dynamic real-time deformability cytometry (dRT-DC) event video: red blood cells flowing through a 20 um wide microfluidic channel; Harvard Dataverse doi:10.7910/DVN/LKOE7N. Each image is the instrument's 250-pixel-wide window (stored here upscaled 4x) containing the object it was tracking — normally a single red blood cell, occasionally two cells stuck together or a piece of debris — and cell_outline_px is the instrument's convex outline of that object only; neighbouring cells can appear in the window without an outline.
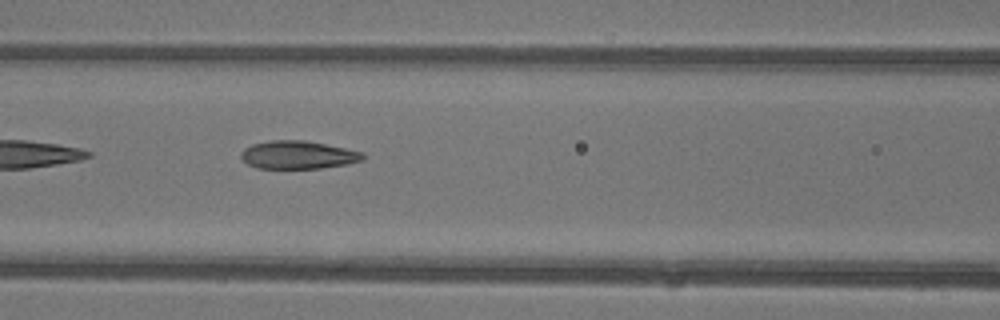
{"species": "common noctule bat (a hibernating species)", "species_latin": "Nyctalus noctula", "temperature_condition": "warm", "stored_images_in_passage": 20, "camera_frame_rate_fps": 3000, "um_per_image_px": 0.085, "animal": {"sex": "female"}, "frame": {"image": 1, "passage_image": 6, "time_ms": 1.667, "image_size_px": [1000, 320], "cell_outline_px": [[364, 160], [348, 164], [320, 168], [256, 168], [248, 164], [240, 156], [240, 152], [244, 148], [252, 144], [272, 140], [304, 140], [364, 152]], "centroid_in_image_um": [25.33, 13.16], "position_along_channel_um": 141.3, "area_um2": 19.88}}
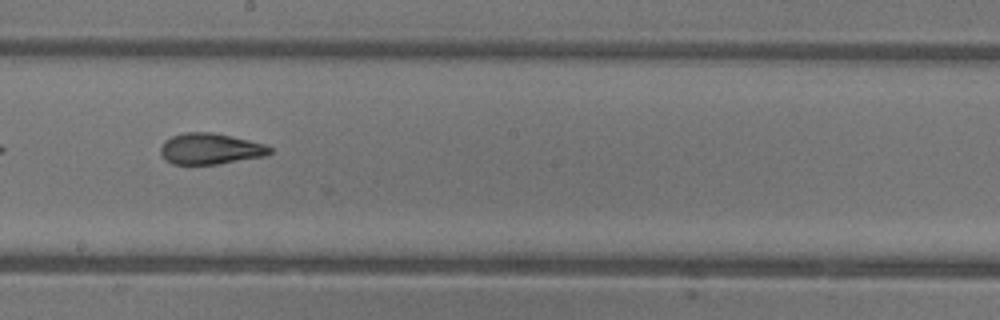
{"frame": {"image": 2, "passage_image": 12, "time_ms": 3.667, "image_size_px": [1000, 320], "cell_outline_px": [[272, 152], [264, 156], [220, 164], [172, 164], [164, 160], [160, 152], [160, 148], [164, 140], [172, 136], [184, 132], [212, 132], [232, 136], [264, 144], [272, 148]], "centroid_in_image_um": [17.84, 12.65], "position_along_channel_um": 230.4, "area_um2": 19.88}}
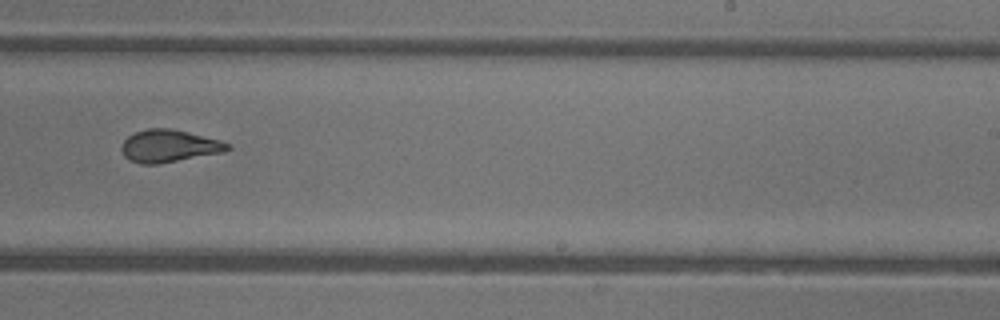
{"frame": {"image": 3, "passage_image": 15, "time_ms": 4.667, "image_size_px": [1000, 320], "cell_outline_px": [[232, 148], [224, 152], [156, 164], [140, 164], [128, 160], [124, 156], [120, 148], [124, 140], [128, 136], [136, 132], [148, 128], [168, 128], [188, 132], [220, 140], [228, 144]], "centroid_in_image_um": [14.34, 12.41], "position_along_channel_um": 274.7, "area_um2": 19.94}}